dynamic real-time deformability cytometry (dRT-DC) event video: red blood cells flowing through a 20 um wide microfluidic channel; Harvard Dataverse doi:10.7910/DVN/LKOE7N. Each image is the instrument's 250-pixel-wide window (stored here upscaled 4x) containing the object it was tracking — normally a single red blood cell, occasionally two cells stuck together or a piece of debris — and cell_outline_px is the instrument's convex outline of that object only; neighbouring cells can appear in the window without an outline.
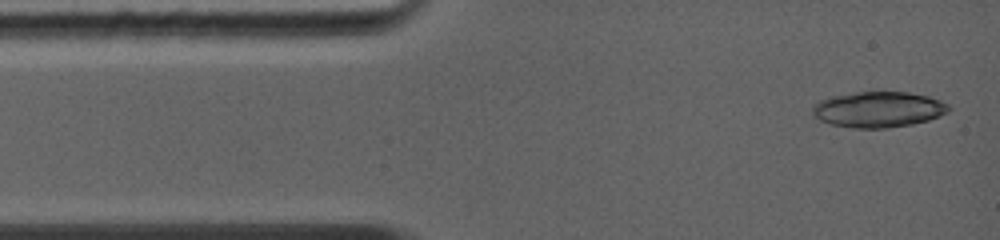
{"species": "common noctule bat (a hibernating species)", "species_latin": "Nyctalus noctula", "temperature_condition": "warm", "stored_images_in_passage": 2, "camera_frame_rate_fps": 5000, "um_per_image_px": 0.085, "animal": {"sex": "female", "body_mass_g": 19.0, "forearm_length_mm": 56.7}, "frame": {"image": 1, "passage_image": 1, "time_ms": 0.0, "image_size_px": [1000, 240], "cell_outline_px": [[952, 108], [948, 112], [940, 116], [928, 120], [912, 124], [888, 128], [852, 128], [832, 124], [820, 120], [812, 112], [812, 108], [820, 100], [832, 96], [856, 92], [908, 92], [928, 96], [940, 100], [948, 104]], "centroid_in_image_um": [74.7, 9.3], "position_along_channel_um": 10.3, "area_um2": 28.32}}